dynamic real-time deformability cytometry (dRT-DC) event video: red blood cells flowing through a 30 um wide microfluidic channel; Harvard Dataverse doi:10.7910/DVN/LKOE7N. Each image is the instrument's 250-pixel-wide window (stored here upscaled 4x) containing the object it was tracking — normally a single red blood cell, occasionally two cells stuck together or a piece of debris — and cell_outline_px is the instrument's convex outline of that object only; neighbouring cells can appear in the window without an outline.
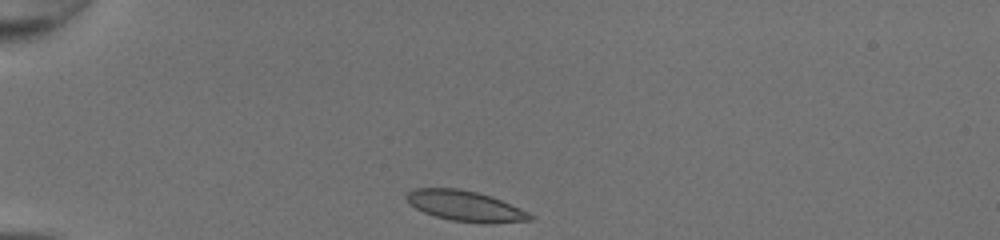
{"species": "common noctule bat (a hibernating species)", "species_latin": "Nyctalus noctula", "temperature_condition": "room temperature", "stored_images_in_passage": 31, "camera_frame_rate_fps": 3000, "um_per_image_px": 0.085, "animal": {"sex": "female", "body_mass_g": 20.0, "forearm_length_mm": 54.0}, "frame": {"image": 1, "passage_image": 1, "time_ms": 0.0, "image_size_px": [1000, 240], "cell_outline_px": [[536, 216], [532, 220], [488, 224], [484, 224], [452, 220], [436, 216], [424, 212], [416, 208], [404, 196], [412, 188], [456, 188], [476, 192], [500, 200], [520, 208]], "centroid_in_image_um": [39.57, 17.52], "position_along_channel_um": 45.4, "area_um2": 21.79}}
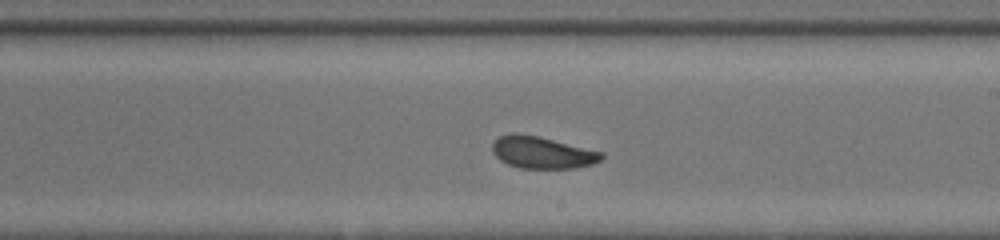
{"frame": {"image": 2, "passage_image": 18, "time_ms": 5.667, "image_size_px": [1000, 240], "cell_outline_px": [[604, 156], [600, 160], [592, 164], [576, 168], [520, 168], [508, 164], [500, 160], [492, 152], [492, 144], [500, 136], [512, 132], [516, 132], [540, 136], [604, 152]], "centroid_in_image_um": [46.09, 12.95], "position_along_channel_um": 242.9, "area_um2": 20.52}}
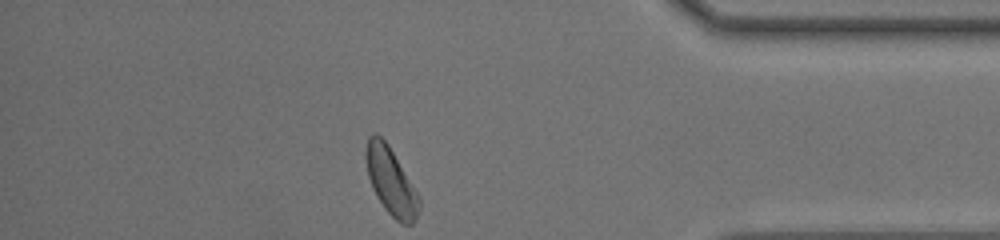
{"frame": {"image": 3, "passage_image": 31, "time_ms": 10.0, "image_size_px": [1000, 240], "cell_outline_px": [[420, 208], [412, 224], [400, 224], [384, 208], [376, 196], [372, 188], [368, 176], [364, 156], [364, 148], [368, 136], [372, 132], [376, 132], [388, 144], [420, 196]], "centroid_in_image_um": [33.2, 15.38], "position_along_channel_um": 402.0, "area_um2": 21.1}, "authors_computed_cell_mechanics": {"area_um2": 20.808, "velocity_mm_per_s": 4.2334, "shape_relaxation_time_tau1_ms": 3.9516, "shape_relaxation_time_tau2_ms": 4.3832, "deformation_change_tau1": 0.1092, "deformation_change_tau2": 0.082}}